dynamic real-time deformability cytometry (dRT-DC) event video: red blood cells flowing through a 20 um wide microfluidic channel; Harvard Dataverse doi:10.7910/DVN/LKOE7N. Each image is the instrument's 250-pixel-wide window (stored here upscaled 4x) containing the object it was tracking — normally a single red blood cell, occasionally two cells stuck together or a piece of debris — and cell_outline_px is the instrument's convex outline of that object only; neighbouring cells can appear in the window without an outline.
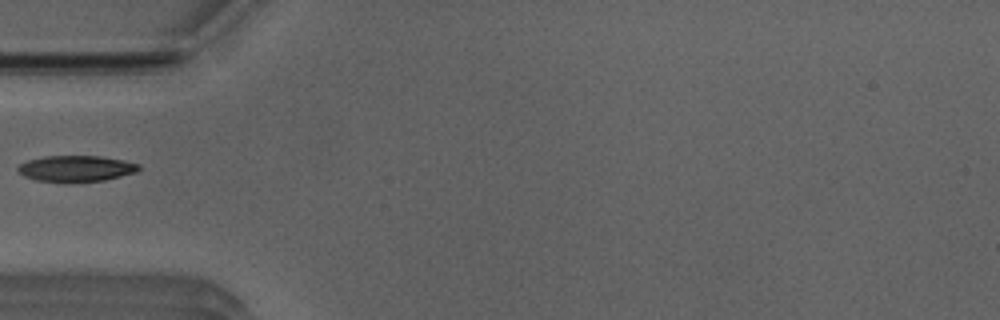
{"species": "Egyptian fruit bat (a non-hibernating species)", "species_latin": "Rousettus aegyptiacus", "temperature_condition": "room temperature", "stored_images_in_passage": 13, "camera_frame_rate_fps": 3000, "um_per_image_px": 0.085, "animal": {"sex": "male"}, "frame": {"image": 1, "passage_image": 1, "time_ms": 0.0, "image_size_px": [1000, 320], "cell_outline_px": [[140, 168], [136, 172], [104, 180], [68, 184], [36, 180], [24, 176], [16, 168], [20, 164], [28, 160], [44, 156], [100, 156], [124, 160], [140, 164]], "centroid_in_image_um": [6.46, 14.35], "position_along_channel_um": 78.5, "area_um2": 18.73}}
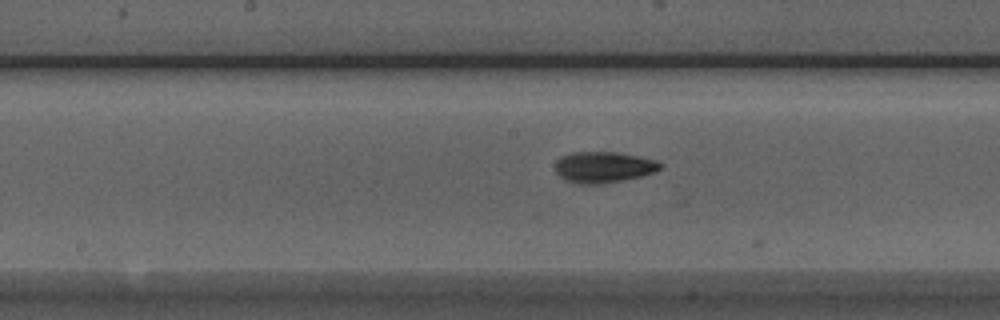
{"frame": {"image": 2, "passage_image": 10, "time_ms": 3.0, "image_size_px": [1000, 320], "cell_outline_px": [[660, 168], [652, 172], [640, 176], [624, 180], [604, 184], [580, 184], [568, 180], [560, 176], [556, 172], [556, 160], [560, 156], [572, 152], [616, 152], [640, 156], [656, 160], [660, 164]], "centroid_in_image_um": [51.27, 14.2], "position_along_channel_um": 196.9, "area_um2": 18.9}}
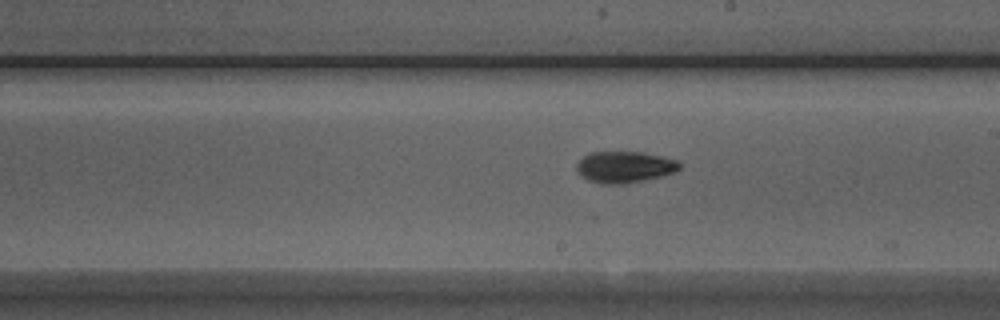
{"frame": {"image": 3, "passage_image": 13, "time_ms": 4.0, "image_size_px": [1000, 320], "cell_outline_px": [[680, 168], [676, 172], [664, 176], [624, 184], [600, 184], [588, 180], [580, 176], [576, 168], [576, 164], [588, 152], [640, 152], [680, 160]], "centroid_in_image_um": [53.1, 14.2], "position_along_channel_um": 235.9, "area_um2": 19.07}}